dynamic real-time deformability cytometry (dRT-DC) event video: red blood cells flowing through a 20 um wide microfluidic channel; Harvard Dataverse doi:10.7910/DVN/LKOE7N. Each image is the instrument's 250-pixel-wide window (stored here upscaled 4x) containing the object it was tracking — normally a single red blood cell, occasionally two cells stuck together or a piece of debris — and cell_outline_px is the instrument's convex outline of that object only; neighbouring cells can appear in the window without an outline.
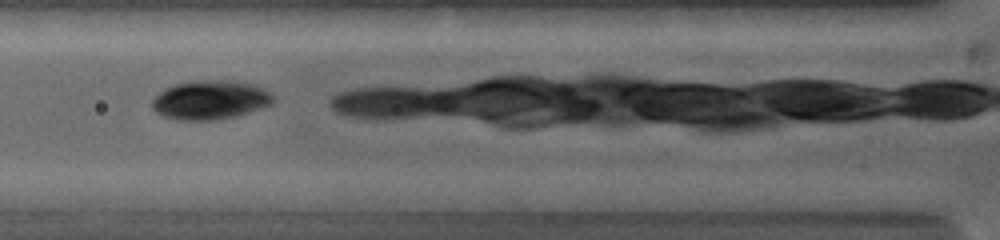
{"species": "common noctule bat (a hibernating species)", "species_latin": "Nyctalus noctula", "temperature_condition": "warm", "stored_images_in_passage": 7, "camera_frame_rate_fps": 5000, "um_per_image_px": 0.085, "animal": {"sex": "female", "body_mass_g": 19.0, "forearm_length_mm": 53.3}, "frame": {"image": 1, "passage_image": 5, "time_ms": 4.6, "image_size_px": [1000, 240], "cell_outline_px": [[272, 104], [236, 116], [216, 120], [176, 120], [164, 116], [156, 112], [152, 108], [152, 100], [164, 88], [176, 84], [196, 80], [228, 80], [252, 84], [264, 88], [272, 96]], "centroid_in_image_um": [17.84, 8.49], "position_along_channel_um": 108.0, "area_um2": 27.4}}
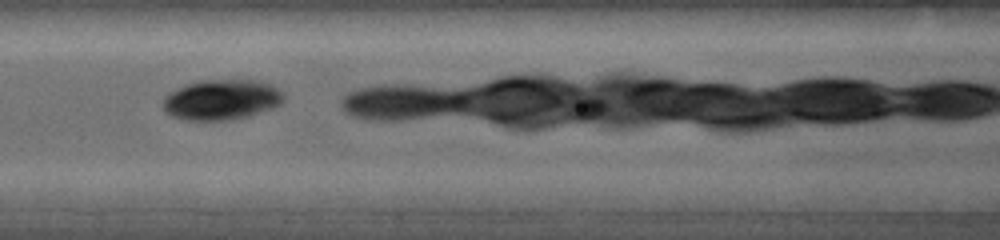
{"frame": {"image": 2, "passage_image": 6, "time_ms": 5.6, "image_size_px": [1000, 240], "cell_outline_px": [[284, 100], [280, 104], [272, 108], [248, 116], [232, 120], [184, 120], [172, 116], [164, 112], [160, 104], [164, 96], [168, 92], [184, 84], [196, 80], [256, 80], [272, 84], [280, 88], [284, 92]], "centroid_in_image_um": [18.79, 8.46], "position_along_channel_um": 147.8, "area_um2": 29.07}}
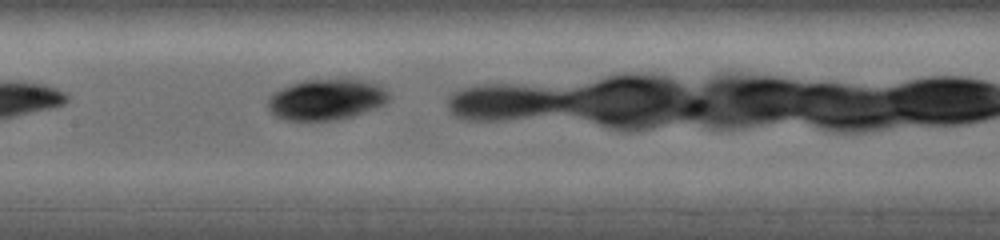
{"frame": {"image": 3, "passage_image": 7, "time_ms": 6.4, "image_size_px": [1000, 240], "cell_outline_px": [[392, 100], [376, 108], [352, 116], [336, 120], [284, 120], [276, 116], [268, 108], [268, 100], [272, 92], [280, 88], [304, 80], [360, 80], [380, 84], [388, 92]], "centroid_in_image_um": [27.76, 8.46], "position_along_channel_um": 179.6, "area_um2": 28.84}}